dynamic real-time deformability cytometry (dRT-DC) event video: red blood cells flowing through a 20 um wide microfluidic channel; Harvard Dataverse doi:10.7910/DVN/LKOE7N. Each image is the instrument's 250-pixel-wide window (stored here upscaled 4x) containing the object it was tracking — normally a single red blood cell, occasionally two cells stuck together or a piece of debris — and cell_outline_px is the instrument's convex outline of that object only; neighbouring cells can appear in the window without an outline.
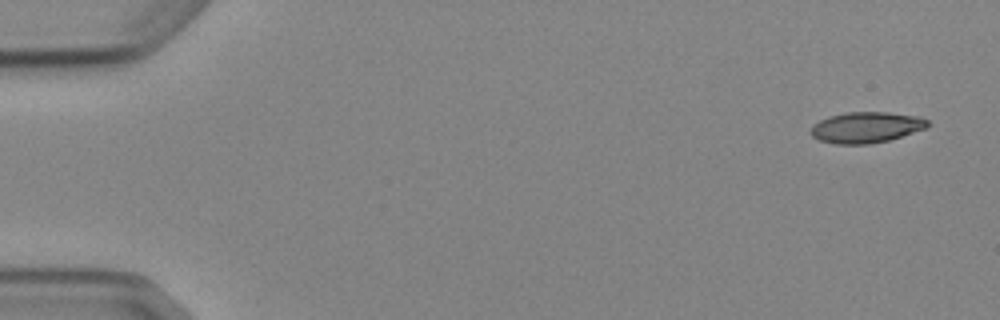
{"species": "Egyptian fruit bat (a non-hibernating species)", "species_latin": "Rousettus aegyptiacus", "temperature_condition": "cold", "stored_images_in_passage": 5, "camera_frame_rate_fps": 3000, "um_per_image_px": 0.085, "animal": {"sex": "female"}, "frame": {"image": 1, "passage_image": 1, "time_ms": 0.0, "image_size_px": [1000, 320], "cell_outline_px": [[928, 128], [888, 140], [868, 144], [836, 144], [820, 140], [812, 136], [808, 132], [820, 120], [828, 116], [848, 112], [888, 112], [920, 116], [928, 120]], "centroid_in_image_um": [73.65, 10.82], "position_along_channel_um": 11.4, "area_um2": 21.04}}
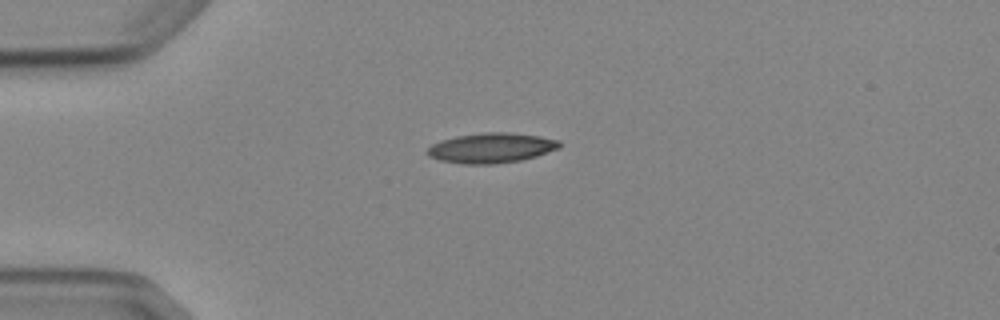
{"frame": {"image": 2, "passage_image": 4, "time_ms": 3.667, "image_size_px": [1000, 320], "cell_outline_px": [[560, 148], [536, 156], [520, 160], [496, 164], [464, 164], [440, 160], [428, 156], [424, 152], [432, 144], [440, 140], [456, 136], [484, 132], [508, 132], [540, 136], [560, 140]], "centroid_in_image_um": [41.74, 12.57], "position_along_channel_um": 43.3, "area_um2": 23.24}}